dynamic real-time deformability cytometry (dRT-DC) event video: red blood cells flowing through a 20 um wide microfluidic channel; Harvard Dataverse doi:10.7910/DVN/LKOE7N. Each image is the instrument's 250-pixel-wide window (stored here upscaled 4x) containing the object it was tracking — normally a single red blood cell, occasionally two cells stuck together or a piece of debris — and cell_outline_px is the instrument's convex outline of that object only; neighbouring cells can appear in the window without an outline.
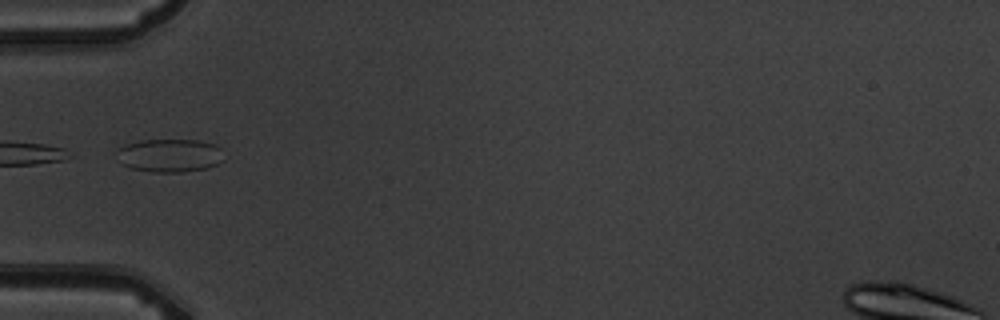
{"species": "common noctule bat (a hibernating species)", "species_latin": "Nyctalus noctula", "temperature_condition": "warm", "stored_images_in_passage": 9, "camera_frame_rate_fps": 3000, "um_per_image_px": 0.085, "animal": {"sex": "male", "body_mass_g": 19.5, "forearm_length_mm": 54.6}, "frame": {"image": 1, "passage_image": 6, "time_ms": 6.0, "image_size_px": [1000, 320], "cell_outline_px": [[224, 160], [208, 168], [184, 172], [152, 172], [132, 168], [120, 164], [116, 160], [112, 152], [116, 148], [124, 144], [140, 140], [196, 140], [216, 144], [220, 148]], "centroid_in_image_um": [14.33, 13.21], "position_along_channel_um": 70.7, "area_um2": 21.33}}
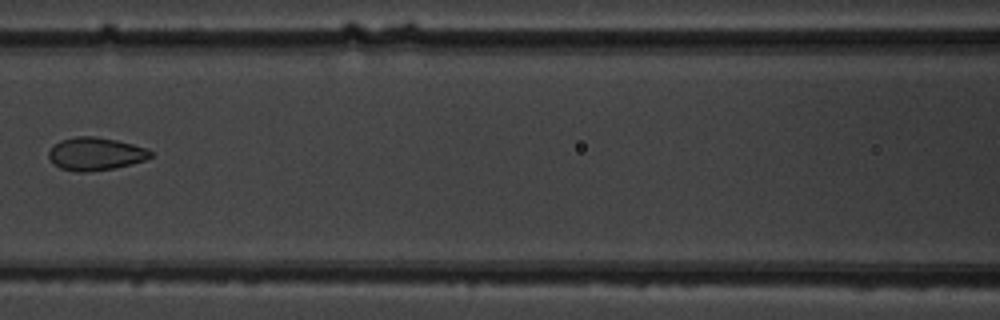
{"frame": {"image": 2, "passage_image": 8, "time_ms": 8.333, "image_size_px": [1000, 320], "cell_outline_px": [[152, 156], [144, 160], [132, 164], [116, 168], [88, 172], [76, 172], [60, 168], [48, 156], [48, 152], [60, 140], [76, 136], [96, 136], [116, 140], [148, 148], [152, 152]], "centroid_in_image_um": [8.15, 13.08], "position_along_channel_um": 158.5, "area_um2": 19.54}}
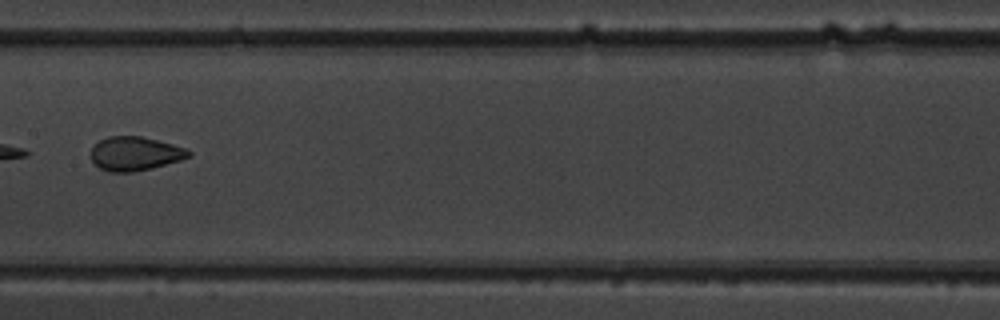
{"frame": {"image": 3, "passage_image": 9, "time_ms": 9.333, "image_size_px": [1000, 320], "cell_outline_px": [[192, 152], [188, 156], [180, 160], [152, 168], [132, 172], [108, 172], [100, 168], [92, 160], [92, 148], [100, 140], [108, 136], [140, 136], [188, 148]], "centroid_in_image_um": [11.48, 13.06], "position_along_channel_um": 195.9, "area_um2": 19.13}}